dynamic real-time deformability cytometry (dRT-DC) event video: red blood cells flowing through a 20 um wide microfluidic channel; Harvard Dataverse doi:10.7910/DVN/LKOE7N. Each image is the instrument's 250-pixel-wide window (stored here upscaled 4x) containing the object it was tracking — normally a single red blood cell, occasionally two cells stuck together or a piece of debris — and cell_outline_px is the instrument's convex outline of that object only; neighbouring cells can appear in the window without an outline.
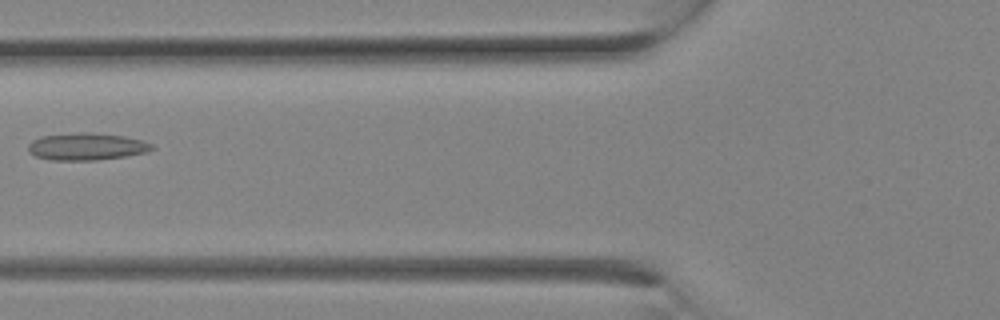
{"species": "Egyptian fruit bat (a non-hibernating species)", "species_latin": "Rousettus aegyptiacus", "temperature_condition": "room temperature", "stored_images_in_passage": 7, "camera_frame_rate_fps": 3000, "um_per_image_px": 0.085, "animal": {"sex": "female"}, "frame": {"image": 1, "passage_image": 3, "time_ms": 0.667, "image_size_px": [1000, 320], "cell_outline_px": [[156, 148], [144, 152], [124, 156], [96, 160], [52, 160], [36, 156], [28, 152], [28, 144], [32, 140], [44, 136], [84, 132], [92, 132], [124, 136], [144, 140], [152, 144]], "centroid_in_image_um": [7.37, 12.45], "position_along_channel_um": 118.4, "area_um2": 19.48}}
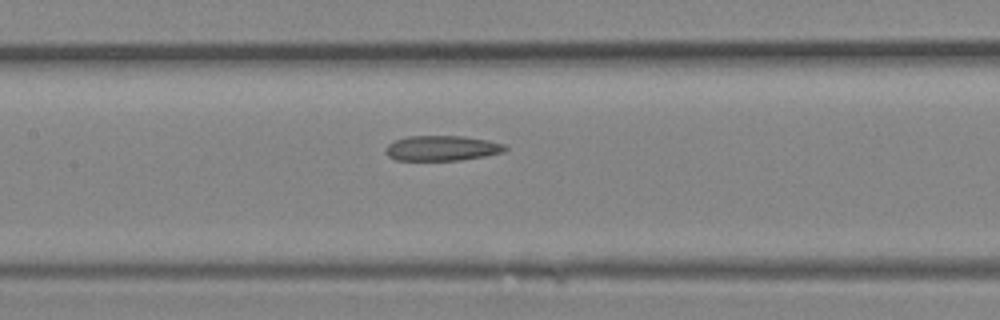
{"frame": {"image": 2, "passage_image": 5, "time_ms": 1.333, "image_size_px": [1000, 320], "cell_outline_px": [[508, 148], [504, 152], [484, 156], [460, 160], [396, 160], [388, 156], [384, 152], [384, 148], [388, 144], [396, 140], [408, 136], [464, 136], [488, 140], [504, 144]], "centroid_in_image_um": [37.55, 12.59], "position_along_channel_um": 169.8, "area_um2": 17.57}}
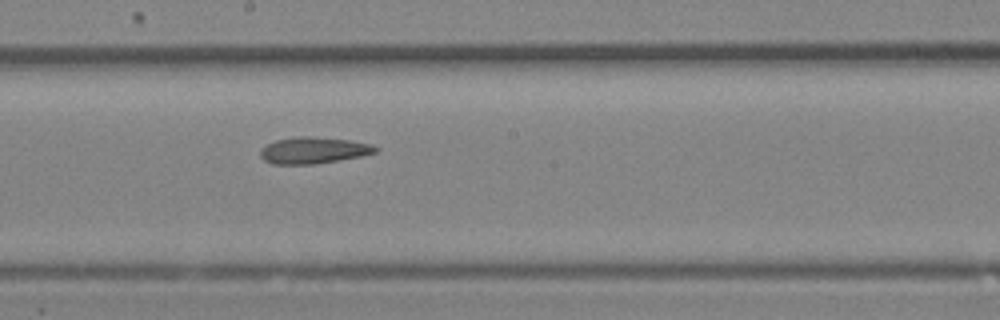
{"frame": {"image": 3, "passage_image": 7, "time_ms": 2.0, "image_size_px": [1000, 320], "cell_outline_px": [[380, 148], [376, 152], [360, 156], [340, 160], [316, 164], [272, 164], [264, 160], [260, 156], [260, 148], [276, 140], [296, 136], [308, 136], [348, 140], [372, 144]], "centroid_in_image_um": [26.63, 12.78], "position_along_channel_um": 221.6, "area_um2": 17.8}}